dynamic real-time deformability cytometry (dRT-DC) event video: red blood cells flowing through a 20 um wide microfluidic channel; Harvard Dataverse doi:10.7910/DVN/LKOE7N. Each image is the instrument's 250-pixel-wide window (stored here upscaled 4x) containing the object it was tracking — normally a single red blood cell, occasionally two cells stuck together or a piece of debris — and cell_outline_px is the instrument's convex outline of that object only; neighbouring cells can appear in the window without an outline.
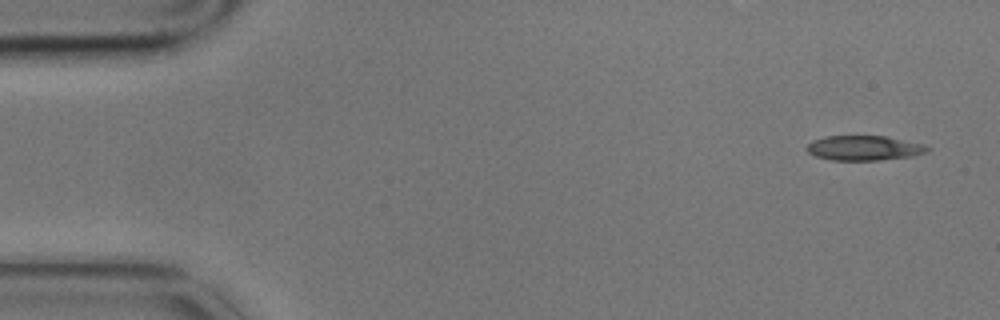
{"species": "common noctule bat (a hibernating species)", "species_latin": "Nyctalus noctula", "temperature_condition": "cold", "stored_images_in_passage": 4, "camera_frame_rate_fps": 3000, "um_per_image_px": 0.085, "animal": {"sex": "male", "body_mass_g": 17.9}, "frame": {"image": 1, "passage_image": 1, "time_ms": 0.0, "image_size_px": [1000, 320], "cell_outline_px": [[932, 148], [928, 152], [912, 156], [880, 160], [832, 160], [816, 156], [808, 152], [804, 148], [812, 140], [824, 136], [884, 136], [924, 144]], "centroid_in_image_um": [73.45, 12.58], "position_along_channel_um": 11.6, "area_um2": 17.51}}
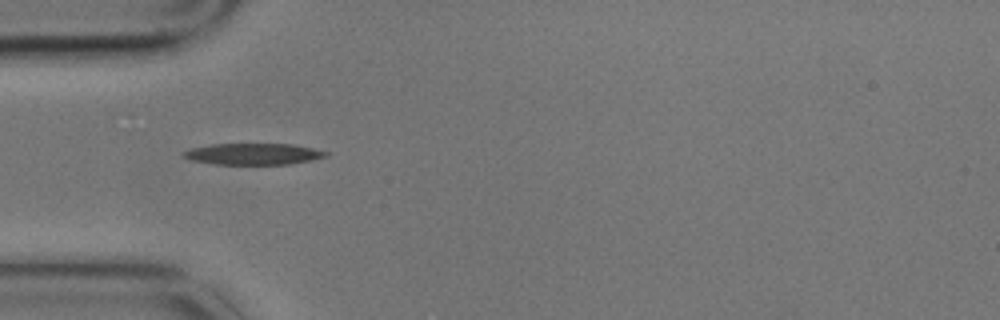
{"frame": {"image": 2, "passage_image": 4, "time_ms": 1.0, "image_size_px": [1000, 320], "cell_outline_px": [[328, 156], [312, 160], [288, 164], [216, 164], [192, 160], [184, 156], [180, 152], [192, 148], [212, 144], [292, 144], [312, 148], [328, 152]], "centroid_in_image_um": [21.54, 13.08], "position_along_channel_um": 63.5, "area_um2": 17.57}}